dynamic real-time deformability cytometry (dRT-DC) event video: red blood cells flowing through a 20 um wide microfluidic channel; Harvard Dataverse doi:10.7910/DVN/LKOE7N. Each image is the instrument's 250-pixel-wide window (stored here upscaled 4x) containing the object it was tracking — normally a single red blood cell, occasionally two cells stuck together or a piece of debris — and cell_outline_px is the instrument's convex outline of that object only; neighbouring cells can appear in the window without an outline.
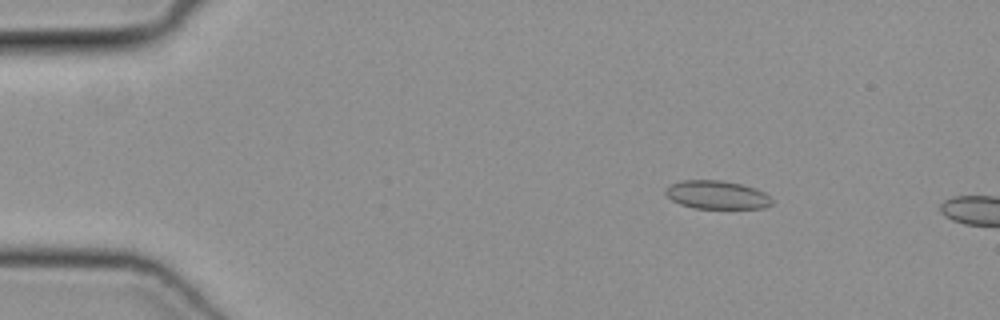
{"species": "common noctule bat (a hibernating species)", "species_latin": "Nyctalus noctula", "temperature_condition": "cold", "stored_images_in_passage": 10, "camera_frame_rate_fps": 3000, "um_per_image_px": 0.085, "animal": {"sex": "female", "body_mass_g": 19.3, "forearm_length_mm": 54.1}, "frame": {"image": 1, "passage_image": 7, "time_ms": 2.0, "image_size_px": [1000, 320], "cell_outline_px": [[772, 204], [764, 208], [692, 208], [680, 204], [672, 200], [664, 192], [668, 184], [680, 180], [720, 180], [740, 184], [756, 188], [764, 192], [772, 200]], "centroid_in_image_um": [60.9, 16.55], "position_along_channel_um": 24.1, "area_um2": 17.63}}